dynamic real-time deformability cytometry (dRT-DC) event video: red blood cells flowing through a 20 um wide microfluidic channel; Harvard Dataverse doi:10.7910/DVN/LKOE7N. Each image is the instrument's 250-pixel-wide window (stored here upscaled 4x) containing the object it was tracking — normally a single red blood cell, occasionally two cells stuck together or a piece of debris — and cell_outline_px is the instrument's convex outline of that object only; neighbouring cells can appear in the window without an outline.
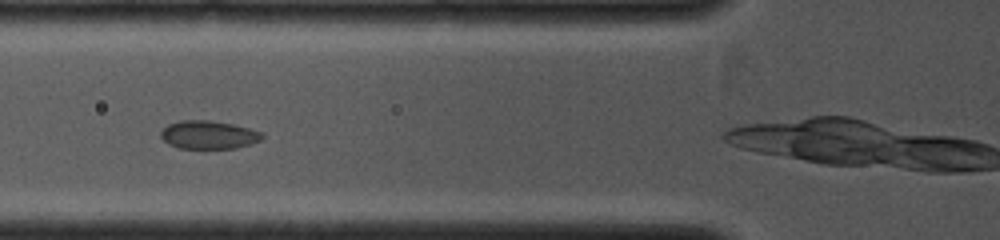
{"species": "common noctule bat (a hibernating species)", "species_latin": "Nyctalus noctula", "temperature_condition": "cold", "stored_images_in_passage": 5, "camera_frame_rate_fps": 4000, "um_per_image_px": 0.085, "animal": {"sex": "female", "body_mass_g": 19.0, "forearm_length_mm": 53.3}, "frame": {"image": 1, "passage_image": 4, "time_ms": 1.75, "image_size_px": [1000, 240], "cell_outline_px": [[264, 136], [260, 140], [252, 144], [236, 148], [180, 148], [168, 144], [160, 136], [160, 132], [168, 124], [180, 120], [212, 120], [232, 124], [248, 128], [260, 132]], "centroid_in_image_um": [17.71, 11.45], "position_along_channel_um": 108.1, "area_um2": 16.65}}